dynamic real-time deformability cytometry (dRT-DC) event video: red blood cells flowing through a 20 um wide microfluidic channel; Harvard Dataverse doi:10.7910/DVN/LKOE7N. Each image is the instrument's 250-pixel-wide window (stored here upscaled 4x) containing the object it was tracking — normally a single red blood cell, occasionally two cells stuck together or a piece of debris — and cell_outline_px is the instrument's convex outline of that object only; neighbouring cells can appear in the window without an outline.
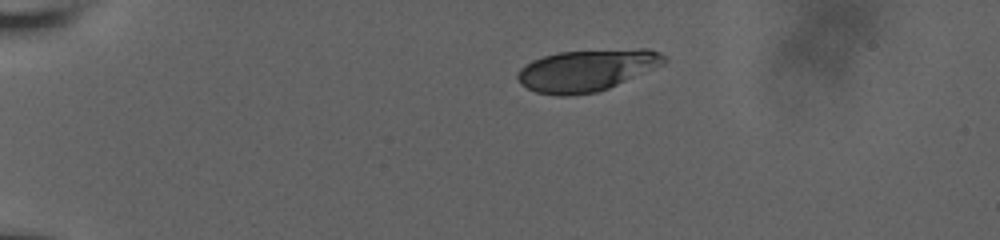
{"species": "human", "species_latin": "Homo sapiens", "temperature_condition": "room temperature", "stored_images_in_passage": 44, "camera_frame_rate_fps": 3000, "um_per_image_px": 0.085, "donor": {"sex": "male"}, "frame": {"image": 1, "passage_image": 1, "time_ms": 0.0, "image_size_px": [1000, 240], "cell_outline_px": [[668, 60], [664, 64], [608, 88], [596, 92], [564, 96], [556, 96], [536, 92], [520, 84], [516, 76], [520, 68], [532, 60], [544, 56], [560, 52], [640, 48], [648, 48], [660, 52]], "centroid_in_image_um": [49.87, 5.97], "position_along_channel_um": 35.1, "area_um2": 35.55}}
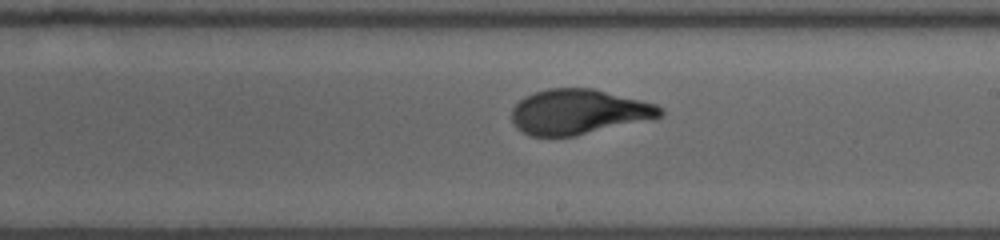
{"frame": {"image": 2, "passage_image": 23, "time_ms": 7.333, "image_size_px": [1000, 240], "cell_outline_px": [[664, 112], [660, 116], [652, 120], [572, 136], [532, 136], [516, 128], [512, 124], [512, 108], [524, 96], [548, 88], [592, 88], [656, 104], [664, 108]], "centroid_in_image_um": [49.19, 9.51], "position_along_channel_um": 239.8, "area_um2": 39.02}}
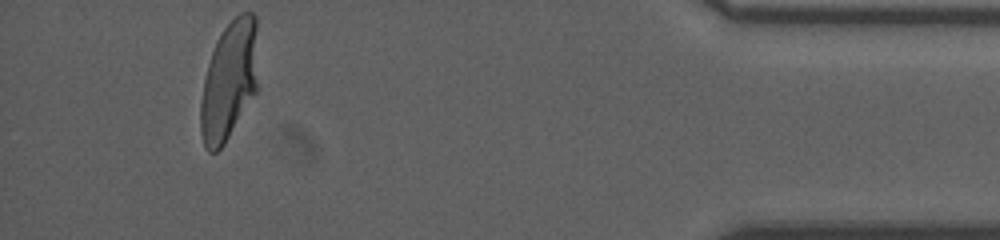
{"frame": {"image": 3, "passage_image": 41, "time_ms": 13.333, "image_size_px": [1000, 240], "cell_outline_px": [[256, 92], [224, 144], [216, 152], [208, 152], [204, 148], [200, 132], [200, 104], [204, 80], [208, 64], [216, 40], [224, 28], [240, 12], [252, 12], [256, 16]], "centroid_in_image_um": [19.44, 6.88], "position_along_channel_um": 415.8, "area_um2": 39.54}, "authors_computed_cell_mechanics": {"area_um2": 38.9572, "velocity_mm_per_s": 3.8248, "shape_relaxation_time_tau1_ms": 6.2521, "shape_relaxation_time_tau2_ms": null, "deformation_change_tau1": 0.2232, "deformation_change_tau2": null}}